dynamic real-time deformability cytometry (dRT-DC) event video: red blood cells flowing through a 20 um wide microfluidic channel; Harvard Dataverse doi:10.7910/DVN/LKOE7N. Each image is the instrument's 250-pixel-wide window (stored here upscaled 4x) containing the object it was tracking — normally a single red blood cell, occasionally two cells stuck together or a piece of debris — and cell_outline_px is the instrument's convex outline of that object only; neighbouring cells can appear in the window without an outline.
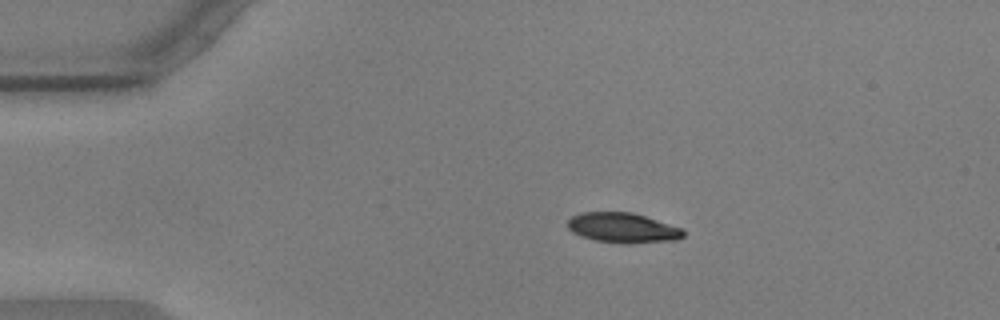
{"species": "common noctule bat (a hibernating species)", "species_latin": "Nyctalus noctula", "temperature_condition": "warm", "stored_images_in_passage": 46, "camera_frame_rate_fps": 3000, "um_per_image_px": 0.085, "animal": {"sex": "male", "body_mass_g": 17.9, "forearm_length_mm": 54.2}, "frame": {"image": 1, "passage_image": 1, "time_ms": 0.0, "image_size_px": [1000, 320], "cell_outline_px": [[684, 236], [676, 240], [628, 244], [620, 244], [596, 240], [580, 236], [572, 232], [568, 228], [568, 220], [572, 216], [580, 212], [632, 212], [684, 228]], "centroid_in_image_um": [52.95, 19.37], "position_along_channel_um": 32.1, "area_um2": 20.46}}
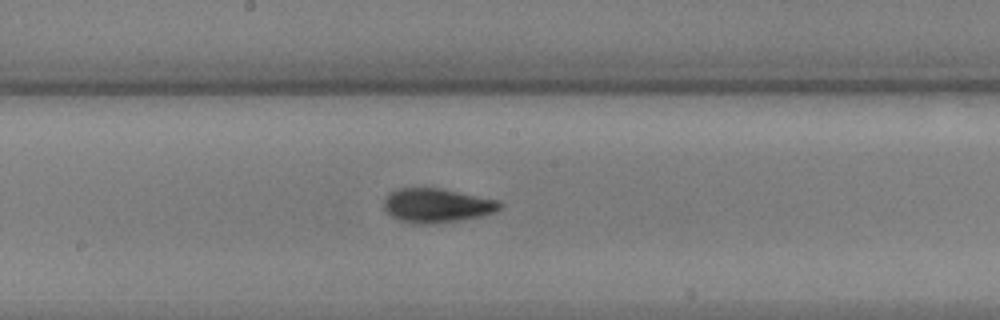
{"frame": {"image": 2, "passage_image": 20, "time_ms": 6.333, "image_size_px": [1000, 320], "cell_outline_px": [[504, 204], [496, 212], [480, 216], [460, 220], [436, 224], [416, 224], [400, 220], [392, 216], [384, 208], [384, 200], [392, 192], [400, 188], [444, 188], [500, 200]], "centroid_in_image_um": [37.2, 17.46], "position_along_channel_um": 211.0, "area_um2": 23.24}}
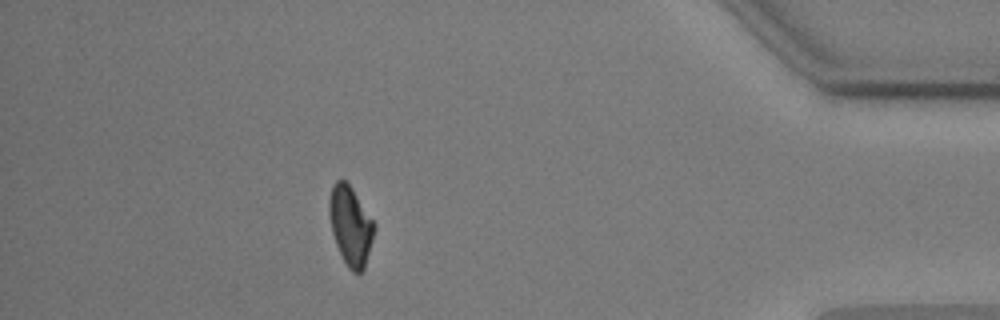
{"frame": {"image": 3, "passage_image": 40, "time_ms": 13.0, "image_size_px": [1000, 320], "cell_outline_px": [[376, 228], [364, 268], [360, 272], [352, 272], [348, 268], [336, 244], [332, 232], [328, 216], [328, 200], [332, 184], [336, 180], [344, 180], [352, 188], [376, 224]], "centroid_in_image_um": [29.78, 19.15], "position_along_channel_um": 405.4, "area_um2": 20.81}, "authors_computed_cell_mechanics": {"area_um2": 21.7906, "velocity_mm_per_s": 3.5849, "shape_relaxation_time_tau1_ms": 3.5447, "shape_relaxation_time_tau2_ms": 2.1832, "deformation_change_tau1": 0.1469, "deformation_change_tau2": 0.0567}}